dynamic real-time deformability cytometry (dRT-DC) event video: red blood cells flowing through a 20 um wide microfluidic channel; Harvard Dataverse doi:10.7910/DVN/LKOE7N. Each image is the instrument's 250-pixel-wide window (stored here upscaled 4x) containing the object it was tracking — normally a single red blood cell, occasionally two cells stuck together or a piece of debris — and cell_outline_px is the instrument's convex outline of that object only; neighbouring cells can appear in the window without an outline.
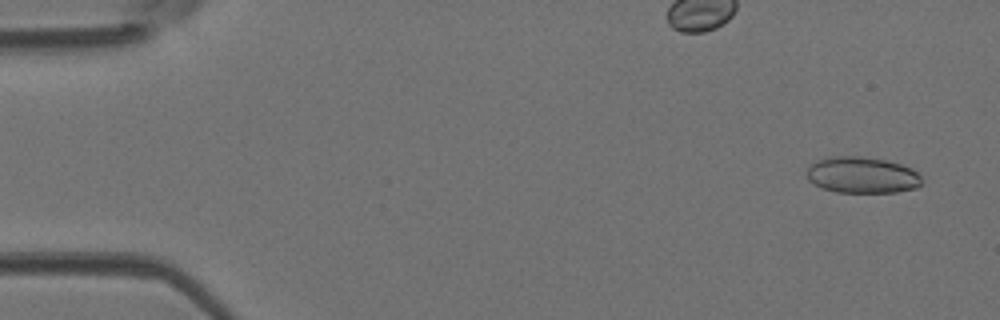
{"species": "Egyptian fruit bat (a non-hibernating species)", "species_latin": "Rousettus aegyptiacus", "temperature_condition": "room temperature", "stored_images_in_passage": 47, "camera_frame_rate_fps": 3000, "um_per_image_px": 0.085, "animal": {"sex": "female"}, "frame": {"image": 1, "passage_image": 3, "time_ms": 0.667, "image_size_px": [1000, 320], "cell_outline_px": [[920, 184], [916, 188], [896, 192], [836, 192], [820, 188], [808, 180], [808, 168], [816, 160], [828, 156], [860, 156], [888, 160], [912, 168], [920, 176]], "centroid_in_image_um": [73.25, 14.87], "position_along_channel_um": 11.7, "area_um2": 24.39}}
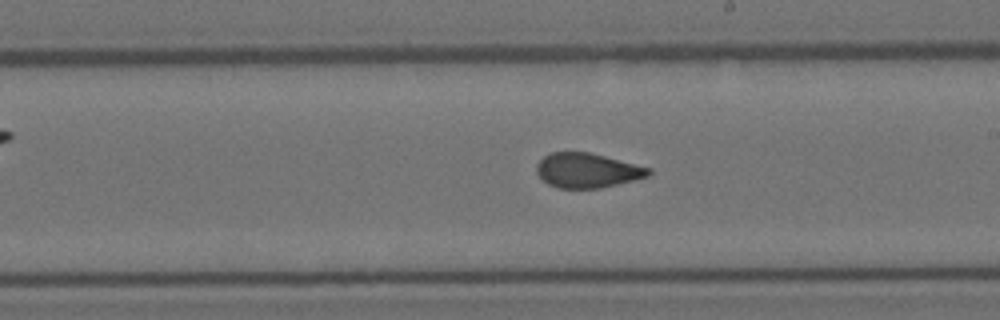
{"frame": {"image": 2, "passage_image": 27, "time_ms": 8.667, "image_size_px": [1000, 320], "cell_outline_px": [[652, 172], [648, 176], [600, 188], [556, 188], [548, 184], [536, 172], [536, 164], [544, 156], [552, 152], [588, 152], [652, 168]], "centroid_in_image_um": [49.9, 14.48], "position_along_channel_um": 239.1, "area_um2": 22.43}}
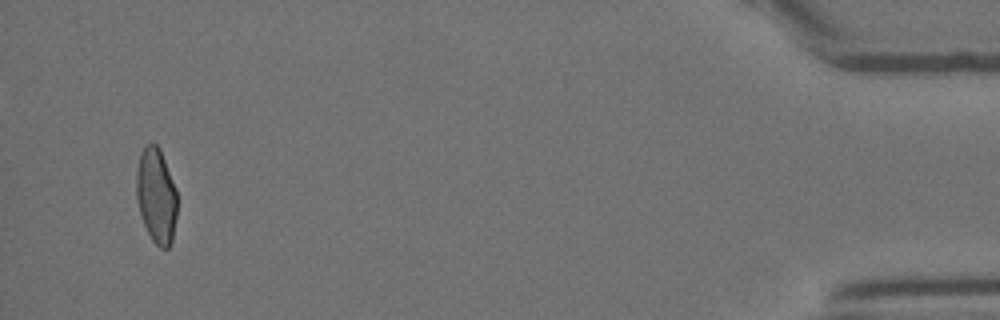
{"frame": {"image": 3, "passage_image": 45, "time_ms": 14.667, "image_size_px": [1000, 320], "cell_outline_px": [[176, 216], [172, 240], [168, 248], [160, 248], [152, 240], [144, 224], [140, 212], [136, 196], [136, 172], [140, 152], [152, 140], [160, 148], [176, 188]], "centroid_in_image_um": [13.27, 16.6], "position_along_channel_um": 421.9, "area_um2": 22.6}}